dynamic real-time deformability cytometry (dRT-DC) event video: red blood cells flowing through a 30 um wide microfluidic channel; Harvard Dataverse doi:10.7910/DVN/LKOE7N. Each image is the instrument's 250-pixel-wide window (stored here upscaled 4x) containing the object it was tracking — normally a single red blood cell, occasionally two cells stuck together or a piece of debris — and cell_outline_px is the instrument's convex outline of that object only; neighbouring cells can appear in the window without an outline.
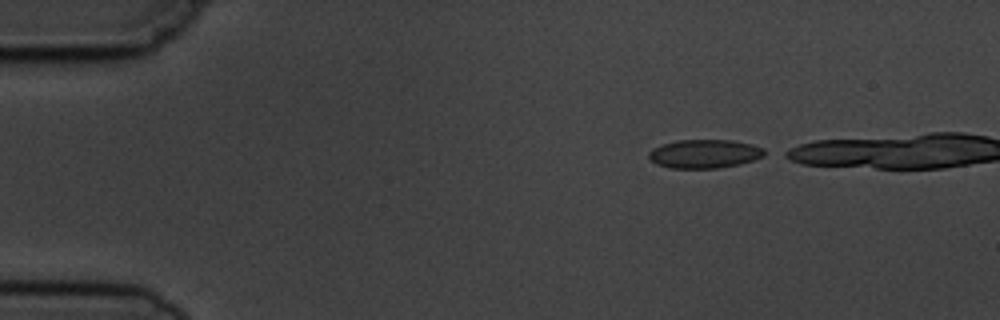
{"species": "common noctule bat (a hibernating species)", "species_latin": "Nyctalus noctula", "temperature_condition": "cold", "stored_images_in_passage": 5, "camera_frame_rate_fps": 3000, "um_per_image_px": 0.085, "animal": {"sex": "male", "body_mass_g": 19.5, "forearm_length_mm": 54.6}, "frame": {"image": 1, "passage_image": 1, "time_ms": 0.0, "image_size_px": [1000, 320], "cell_outline_px": [[772, 152], [764, 156], [740, 164], [716, 168], [668, 168], [656, 164], [648, 156], [648, 152], [652, 148], [676, 140], [732, 140], [752, 144], [764, 148]], "centroid_in_image_um": [59.93, 13.07], "position_along_channel_um": 25.1, "area_um2": 19.54}}
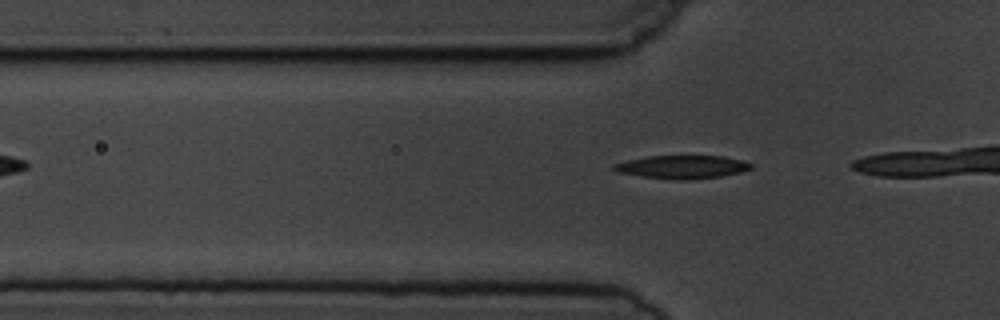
{"frame": {"image": 2, "passage_image": 5, "time_ms": 4.667, "image_size_px": [1000, 320], "cell_outline_px": [[752, 168], [740, 172], [720, 176], [688, 180], [676, 180], [640, 176], [616, 172], [612, 168], [612, 164], [628, 160], [648, 156], [724, 156], [744, 160], [752, 164]], "centroid_in_image_um": [57.97, 14.19], "position_along_channel_um": 67.8, "area_um2": 18.61}}